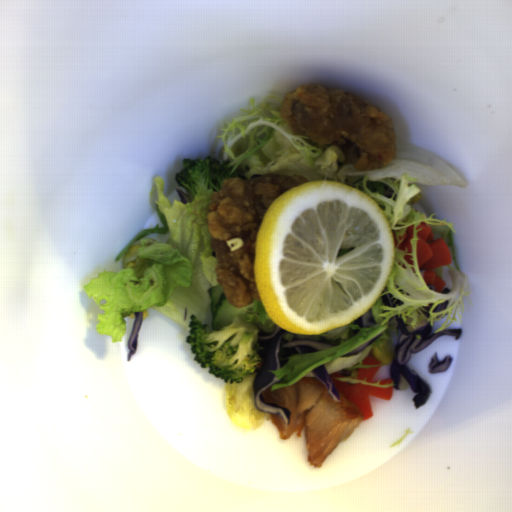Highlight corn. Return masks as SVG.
I'll return each mask as SVG.
<instances>
[{
    "instance_id": "obj_2",
    "label": "corn",
    "mask_w": 512,
    "mask_h": 512,
    "mask_svg": "<svg viewBox=\"0 0 512 512\" xmlns=\"http://www.w3.org/2000/svg\"><path fill=\"white\" fill-rule=\"evenodd\" d=\"M423 196L421 194H418L417 196H415L413 198V200L411 201V205H416L417 203H419L420 199L422 198Z\"/></svg>"
},
{
    "instance_id": "obj_4",
    "label": "corn",
    "mask_w": 512,
    "mask_h": 512,
    "mask_svg": "<svg viewBox=\"0 0 512 512\" xmlns=\"http://www.w3.org/2000/svg\"><path fill=\"white\" fill-rule=\"evenodd\" d=\"M130 319H134L135 320V313H132L131 315L128 316Z\"/></svg>"
},
{
    "instance_id": "obj_3",
    "label": "corn",
    "mask_w": 512,
    "mask_h": 512,
    "mask_svg": "<svg viewBox=\"0 0 512 512\" xmlns=\"http://www.w3.org/2000/svg\"><path fill=\"white\" fill-rule=\"evenodd\" d=\"M148 315H149V314H148V312H147V309H146L145 311H143V319H142V321H145V320H146V318L148 317Z\"/></svg>"
},
{
    "instance_id": "obj_1",
    "label": "corn",
    "mask_w": 512,
    "mask_h": 512,
    "mask_svg": "<svg viewBox=\"0 0 512 512\" xmlns=\"http://www.w3.org/2000/svg\"><path fill=\"white\" fill-rule=\"evenodd\" d=\"M380 347V349H379ZM374 346L372 349L373 356L381 363V364H389L393 359V352L388 342H382L380 345Z\"/></svg>"
}]
</instances>
